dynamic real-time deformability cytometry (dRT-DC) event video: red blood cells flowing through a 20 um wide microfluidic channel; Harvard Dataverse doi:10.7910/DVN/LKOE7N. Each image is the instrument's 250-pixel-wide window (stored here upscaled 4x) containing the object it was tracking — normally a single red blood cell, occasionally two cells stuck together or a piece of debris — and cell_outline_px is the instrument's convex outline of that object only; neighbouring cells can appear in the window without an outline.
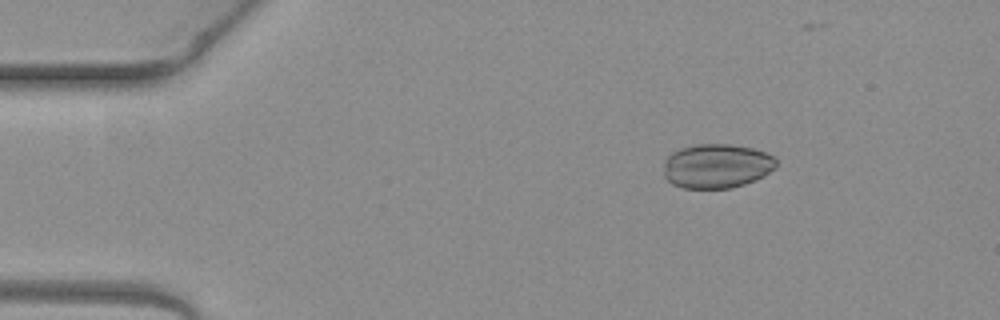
{"species": "common noctule bat (a hibernating species)", "species_latin": "Nyctalus noctula", "temperature_condition": "warm", "stored_images_in_passage": 4, "camera_frame_rate_fps": 3000, "um_per_image_px": 0.085, "animal": {"sex": "female", "body_mass_g": 19.3, "forearm_length_mm": 54.1}, "frame": {"image": 1, "passage_image": 4, "time_ms": 1.0, "image_size_px": [1000, 320], "cell_outline_px": [[776, 168], [764, 176], [756, 180], [732, 188], [684, 188], [672, 184], [664, 176], [664, 160], [672, 152], [680, 148], [696, 144], [728, 144], [752, 148], [776, 156]], "centroid_in_image_um": [60.93, 14.11], "position_along_channel_um": 24.1, "area_um2": 29.3}}